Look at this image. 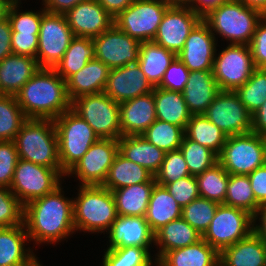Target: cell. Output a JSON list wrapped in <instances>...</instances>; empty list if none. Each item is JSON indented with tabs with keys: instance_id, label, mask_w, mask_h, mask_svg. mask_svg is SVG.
<instances>
[{
	"instance_id": "cell-1",
	"label": "cell",
	"mask_w": 266,
	"mask_h": 266,
	"mask_svg": "<svg viewBox=\"0 0 266 266\" xmlns=\"http://www.w3.org/2000/svg\"><path fill=\"white\" fill-rule=\"evenodd\" d=\"M61 186L24 206L23 223L35 244L57 243L74 233L73 199L64 197Z\"/></svg>"
},
{
	"instance_id": "cell-2",
	"label": "cell",
	"mask_w": 266,
	"mask_h": 266,
	"mask_svg": "<svg viewBox=\"0 0 266 266\" xmlns=\"http://www.w3.org/2000/svg\"><path fill=\"white\" fill-rule=\"evenodd\" d=\"M15 97L27 118L54 120L71 109L66 81L54 68H40Z\"/></svg>"
},
{
	"instance_id": "cell-3",
	"label": "cell",
	"mask_w": 266,
	"mask_h": 266,
	"mask_svg": "<svg viewBox=\"0 0 266 266\" xmlns=\"http://www.w3.org/2000/svg\"><path fill=\"white\" fill-rule=\"evenodd\" d=\"M19 159L56 169L62 176L56 127L52 119L28 118L15 137Z\"/></svg>"
},
{
	"instance_id": "cell-4",
	"label": "cell",
	"mask_w": 266,
	"mask_h": 266,
	"mask_svg": "<svg viewBox=\"0 0 266 266\" xmlns=\"http://www.w3.org/2000/svg\"><path fill=\"white\" fill-rule=\"evenodd\" d=\"M264 15L240 0H227L211 10L202 20L211 32L219 34L230 44L249 45L256 27ZM214 31V32H213Z\"/></svg>"
},
{
	"instance_id": "cell-5",
	"label": "cell",
	"mask_w": 266,
	"mask_h": 266,
	"mask_svg": "<svg viewBox=\"0 0 266 266\" xmlns=\"http://www.w3.org/2000/svg\"><path fill=\"white\" fill-rule=\"evenodd\" d=\"M73 199L75 230L104 233L118 216L111 190L102 185L81 186Z\"/></svg>"
},
{
	"instance_id": "cell-6",
	"label": "cell",
	"mask_w": 266,
	"mask_h": 266,
	"mask_svg": "<svg viewBox=\"0 0 266 266\" xmlns=\"http://www.w3.org/2000/svg\"><path fill=\"white\" fill-rule=\"evenodd\" d=\"M58 139L59 161L66 174L99 137L90 125L72 109L54 119Z\"/></svg>"
},
{
	"instance_id": "cell-7",
	"label": "cell",
	"mask_w": 266,
	"mask_h": 266,
	"mask_svg": "<svg viewBox=\"0 0 266 266\" xmlns=\"http://www.w3.org/2000/svg\"><path fill=\"white\" fill-rule=\"evenodd\" d=\"M71 109L90 125L99 138L118 140L122 136L119 103L104 92L75 98Z\"/></svg>"
},
{
	"instance_id": "cell-8",
	"label": "cell",
	"mask_w": 266,
	"mask_h": 266,
	"mask_svg": "<svg viewBox=\"0 0 266 266\" xmlns=\"http://www.w3.org/2000/svg\"><path fill=\"white\" fill-rule=\"evenodd\" d=\"M218 162L229 174L249 175L266 164L263 137L253 132L227 137Z\"/></svg>"
},
{
	"instance_id": "cell-9",
	"label": "cell",
	"mask_w": 266,
	"mask_h": 266,
	"mask_svg": "<svg viewBox=\"0 0 266 266\" xmlns=\"http://www.w3.org/2000/svg\"><path fill=\"white\" fill-rule=\"evenodd\" d=\"M253 232V216L238 208L219 204L209 227L202 235L218 253Z\"/></svg>"
},
{
	"instance_id": "cell-10",
	"label": "cell",
	"mask_w": 266,
	"mask_h": 266,
	"mask_svg": "<svg viewBox=\"0 0 266 266\" xmlns=\"http://www.w3.org/2000/svg\"><path fill=\"white\" fill-rule=\"evenodd\" d=\"M168 7L163 0H135L114 18V25L140 43L153 41Z\"/></svg>"
},
{
	"instance_id": "cell-11",
	"label": "cell",
	"mask_w": 266,
	"mask_h": 266,
	"mask_svg": "<svg viewBox=\"0 0 266 266\" xmlns=\"http://www.w3.org/2000/svg\"><path fill=\"white\" fill-rule=\"evenodd\" d=\"M62 177L56 169L19 159L10 190L25 206L32 200L53 192L62 184L60 182Z\"/></svg>"
},
{
	"instance_id": "cell-12",
	"label": "cell",
	"mask_w": 266,
	"mask_h": 266,
	"mask_svg": "<svg viewBox=\"0 0 266 266\" xmlns=\"http://www.w3.org/2000/svg\"><path fill=\"white\" fill-rule=\"evenodd\" d=\"M74 37L65 15L46 11L41 19L36 54L40 68H55Z\"/></svg>"
},
{
	"instance_id": "cell-13",
	"label": "cell",
	"mask_w": 266,
	"mask_h": 266,
	"mask_svg": "<svg viewBox=\"0 0 266 266\" xmlns=\"http://www.w3.org/2000/svg\"><path fill=\"white\" fill-rule=\"evenodd\" d=\"M255 69L249 45L229 44L215 55L213 76L220 91H235Z\"/></svg>"
},
{
	"instance_id": "cell-14",
	"label": "cell",
	"mask_w": 266,
	"mask_h": 266,
	"mask_svg": "<svg viewBox=\"0 0 266 266\" xmlns=\"http://www.w3.org/2000/svg\"><path fill=\"white\" fill-rule=\"evenodd\" d=\"M204 115L228 137L252 132V114L235 91H220Z\"/></svg>"
},
{
	"instance_id": "cell-15",
	"label": "cell",
	"mask_w": 266,
	"mask_h": 266,
	"mask_svg": "<svg viewBox=\"0 0 266 266\" xmlns=\"http://www.w3.org/2000/svg\"><path fill=\"white\" fill-rule=\"evenodd\" d=\"M118 152V140L99 138L65 175L75 174L81 186L103 185Z\"/></svg>"
},
{
	"instance_id": "cell-16",
	"label": "cell",
	"mask_w": 266,
	"mask_h": 266,
	"mask_svg": "<svg viewBox=\"0 0 266 266\" xmlns=\"http://www.w3.org/2000/svg\"><path fill=\"white\" fill-rule=\"evenodd\" d=\"M95 46V58L110 69L137 63L140 42L113 25L109 30L92 38Z\"/></svg>"
},
{
	"instance_id": "cell-17",
	"label": "cell",
	"mask_w": 266,
	"mask_h": 266,
	"mask_svg": "<svg viewBox=\"0 0 266 266\" xmlns=\"http://www.w3.org/2000/svg\"><path fill=\"white\" fill-rule=\"evenodd\" d=\"M201 20L189 6H169L153 41L177 55L184 47L189 33Z\"/></svg>"
},
{
	"instance_id": "cell-18",
	"label": "cell",
	"mask_w": 266,
	"mask_h": 266,
	"mask_svg": "<svg viewBox=\"0 0 266 266\" xmlns=\"http://www.w3.org/2000/svg\"><path fill=\"white\" fill-rule=\"evenodd\" d=\"M215 38L209 26L201 20L189 33L177 58L190 72L213 70L217 45Z\"/></svg>"
},
{
	"instance_id": "cell-19",
	"label": "cell",
	"mask_w": 266,
	"mask_h": 266,
	"mask_svg": "<svg viewBox=\"0 0 266 266\" xmlns=\"http://www.w3.org/2000/svg\"><path fill=\"white\" fill-rule=\"evenodd\" d=\"M153 91L138 62L110 69L103 92L119 104Z\"/></svg>"
},
{
	"instance_id": "cell-20",
	"label": "cell",
	"mask_w": 266,
	"mask_h": 266,
	"mask_svg": "<svg viewBox=\"0 0 266 266\" xmlns=\"http://www.w3.org/2000/svg\"><path fill=\"white\" fill-rule=\"evenodd\" d=\"M64 15L71 31L77 37L94 38L114 25V18L98 0L83 1Z\"/></svg>"
},
{
	"instance_id": "cell-21",
	"label": "cell",
	"mask_w": 266,
	"mask_h": 266,
	"mask_svg": "<svg viewBox=\"0 0 266 266\" xmlns=\"http://www.w3.org/2000/svg\"><path fill=\"white\" fill-rule=\"evenodd\" d=\"M108 234L110 244L107 249L130 246L149 248L154 243V233L145 216L118 215L108 230Z\"/></svg>"
},
{
	"instance_id": "cell-22",
	"label": "cell",
	"mask_w": 266,
	"mask_h": 266,
	"mask_svg": "<svg viewBox=\"0 0 266 266\" xmlns=\"http://www.w3.org/2000/svg\"><path fill=\"white\" fill-rule=\"evenodd\" d=\"M122 136L142 135L157 119L153 91L119 104Z\"/></svg>"
},
{
	"instance_id": "cell-23",
	"label": "cell",
	"mask_w": 266,
	"mask_h": 266,
	"mask_svg": "<svg viewBox=\"0 0 266 266\" xmlns=\"http://www.w3.org/2000/svg\"><path fill=\"white\" fill-rule=\"evenodd\" d=\"M40 69L37 59L10 54L0 61V95L15 96Z\"/></svg>"
},
{
	"instance_id": "cell-24",
	"label": "cell",
	"mask_w": 266,
	"mask_h": 266,
	"mask_svg": "<svg viewBox=\"0 0 266 266\" xmlns=\"http://www.w3.org/2000/svg\"><path fill=\"white\" fill-rule=\"evenodd\" d=\"M26 241L29 237L24 223L0 228V266H31L37 257L30 248L25 249Z\"/></svg>"
},
{
	"instance_id": "cell-25",
	"label": "cell",
	"mask_w": 266,
	"mask_h": 266,
	"mask_svg": "<svg viewBox=\"0 0 266 266\" xmlns=\"http://www.w3.org/2000/svg\"><path fill=\"white\" fill-rule=\"evenodd\" d=\"M220 92L213 76V70L190 72L182 91L184 101L192 115L204 114L216 95Z\"/></svg>"
},
{
	"instance_id": "cell-26",
	"label": "cell",
	"mask_w": 266,
	"mask_h": 266,
	"mask_svg": "<svg viewBox=\"0 0 266 266\" xmlns=\"http://www.w3.org/2000/svg\"><path fill=\"white\" fill-rule=\"evenodd\" d=\"M219 266H266V244L252 232L219 253Z\"/></svg>"
},
{
	"instance_id": "cell-27",
	"label": "cell",
	"mask_w": 266,
	"mask_h": 266,
	"mask_svg": "<svg viewBox=\"0 0 266 266\" xmlns=\"http://www.w3.org/2000/svg\"><path fill=\"white\" fill-rule=\"evenodd\" d=\"M110 68L98 59L90 60L81 70L66 80L70 100L103 92Z\"/></svg>"
},
{
	"instance_id": "cell-28",
	"label": "cell",
	"mask_w": 266,
	"mask_h": 266,
	"mask_svg": "<svg viewBox=\"0 0 266 266\" xmlns=\"http://www.w3.org/2000/svg\"><path fill=\"white\" fill-rule=\"evenodd\" d=\"M201 239L202 235L182 217L171 221L154 233V244L159 245V251L153 262L156 265L166 252L193 245Z\"/></svg>"
},
{
	"instance_id": "cell-29",
	"label": "cell",
	"mask_w": 266,
	"mask_h": 266,
	"mask_svg": "<svg viewBox=\"0 0 266 266\" xmlns=\"http://www.w3.org/2000/svg\"><path fill=\"white\" fill-rule=\"evenodd\" d=\"M118 143L119 152L128 160L141 165L153 175L159 171L165 152L142 135L121 136Z\"/></svg>"
},
{
	"instance_id": "cell-30",
	"label": "cell",
	"mask_w": 266,
	"mask_h": 266,
	"mask_svg": "<svg viewBox=\"0 0 266 266\" xmlns=\"http://www.w3.org/2000/svg\"><path fill=\"white\" fill-rule=\"evenodd\" d=\"M159 266H219V253L205 240L166 252Z\"/></svg>"
},
{
	"instance_id": "cell-31",
	"label": "cell",
	"mask_w": 266,
	"mask_h": 266,
	"mask_svg": "<svg viewBox=\"0 0 266 266\" xmlns=\"http://www.w3.org/2000/svg\"><path fill=\"white\" fill-rule=\"evenodd\" d=\"M177 57L175 53L154 41L140 43L138 64L152 87H158L164 73Z\"/></svg>"
},
{
	"instance_id": "cell-32",
	"label": "cell",
	"mask_w": 266,
	"mask_h": 266,
	"mask_svg": "<svg viewBox=\"0 0 266 266\" xmlns=\"http://www.w3.org/2000/svg\"><path fill=\"white\" fill-rule=\"evenodd\" d=\"M155 184L156 181L153 177L149 182L112 190L118 215L145 216Z\"/></svg>"
},
{
	"instance_id": "cell-33",
	"label": "cell",
	"mask_w": 266,
	"mask_h": 266,
	"mask_svg": "<svg viewBox=\"0 0 266 266\" xmlns=\"http://www.w3.org/2000/svg\"><path fill=\"white\" fill-rule=\"evenodd\" d=\"M145 217L151 231L155 233L167 223L181 218L182 207L166 187L156 183L150 196Z\"/></svg>"
},
{
	"instance_id": "cell-34",
	"label": "cell",
	"mask_w": 266,
	"mask_h": 266,
	"mask_svg": "<svg viewBox=\"0 0 266 266\" xmlns=\"http://www.w3.org/2000/svg\"><path fill=\"white\" fill-rule=\"evenodd\" d=\"M153 95L157 119L185 129L192 114L184 101L183 93L154 87Z\"/></svg>"
},
{
	"instance_id": "cell-35",
	"label": "cell",
	"mask_w": 266,
	"mask_h": 266,
	"mask_svg": "<svg viewBox=\"0 0 266 266\" xmlns=\"http://www.w3.org/2000/svg\"><path fill=\"white\" fill-rule=\"evenodd\" d=\"M153 177L154 175L146 168L128 160L118 152L102 186L112 191L133 184L149 182Z\"/></svg>"
},
{
	"instance_id": "cell-36",
	"label": "cell",
	"mask_w": 266,
	"mask_h": 266,
	"mask_svg": "<svg viewBox=\"0 0 266 266\" xmlns=\"http://www.w3.org/2000/svg\"><path fill=\"white\" fill-rule=\"evenodd\" d=\"M185 137L209 148L217 156L222 152L227 135L204 114L192 115L184 129Z\"/></svg>"
},
{
	"instance_id": "cell-37",
	"label": "cell",
	"mask_w": 266,
	"mask_h": 266,
	"mask_svg": "<svg viewBox=\"0 0 266 266\" xmlns=\"http://www.w3.org/2000/svg\"><path fill=\"white\" fill-rule=\"evenodd\" d=\"M92 59H95V46L92 38L75 36L54 69L66 81Z\"/></svg>"
},
{
	"instance_id": "cell-38",
	"label": "cell",
	"mask_w": 266,
	"mask_h": 266,
	"mask_svg": "<svg viewBox=\"0 0 266 266\" xmlns=\"http://www.w3.org/2000/svg\"><path fill=\"white\" fill-rule=\"evenodd\" d=\"M226 206L242 209L252 216L259 208L248 175L229 174L225 201Z\"/></svg>"
},
{
	"instance_id": "cell-39",
	"label": "cell",
	"mask_w": 266,
	"mask_h": 266,
	"mask_svg": "<svg viewBox=\"0 0 266 266\" xmlns=\"http://www.w3.org/2000/svg\"><path fill=\"white\" fill-rule=\"evenodd\" d=\"M200 197L223 204L225 201L229 173L217 162L211 168L195 176Z\"/></svg>"
},
{
	"instance_id": "cell-40",
	"label": "cell",
	"mask_w": 266,
	"mask_h": 266,
	"mask_svg": "<svg viewBox=\"0 0 266 266\" xmlns=\"http://www.w3.org/2000/svg\"><path fill=\"white\" fill-rule=\"evenodd\" d=\"M27 119L15 96L0 95V141H14Z\"/></svg>"
},
{
	"instance_id": "cell-41",
	"label": "cell",
	"mask_w": 266,
	"mask_h": 266,
	"mask_svg": "<svg viewBox=\"0 0 266 266\" xmlns=\"http://www.w3.org/2000/svg\"><path fill=\"white\" fill-rule=\"evenodd\" d=\"M142 136L164 152H170L179 150L185 133L180 126L156 119Z\"/></svg>"
},
{
	"instance_id": "cell-42",
	"label": "cell",
	"mask_w": 266,
	"mask_h": 266,
	"mask_svg": "<svg viewBox=\"0 0 266 266\" xmlns=\"http://www.w3.org/2000/svg\"><path fill=\"white\" fill-rule=\"evenodd\" d=\"M179 150L192 176L203 173L218 162V156L213 151L185 136Z\"/></svg>"
},
{
	"instance_id": "cell-43",
	"label": "cell",
	"mask_w": 266,
	"mask_h": 266,
	"mask_svg": "<svg viewBox=\"0 0 266 266\" xmlns=\"http://www.w3.org/2000/svg\"><path fill=\"white\" fill-rule=\"evenodd\" d=\"M235 93L251 114L258 110L266 100V68H256Z\"/></svg>"
},
{
	"instance_id": "cell-44",
	"label": "cell",
	"mask_w": 266,
	"mask_h": 266,
	"mask_svg": "<svg viewBox=\"0 0 266 266\" xmlns=\"http://www.w3.org/2000/svg\"><path fill=\"white\" fill-rule=\"evenodd\" d=\"M102 266H153L149 248L137 246L107 249Z\"/></svg>"
},
{
	"instance_id": "cell-45",
	"label": "cell",
	"mask_w": 266,
	"mask_h": 266,
	"mask_svg": "<svg viewBox=\"0 0 266 266\" xmlns=\"http://www.w3.org/2000/svg\"><path fill=\"white\" fill-rule=\"evenodd\" d=\"M218 205L214 201L198 197L182 208V218L203 235L209 227Z\"/></svg>"
},
{
	"instance_id": "cell-46",
	"label": "cell",
	"mask_w": 266,
	"mask_h": 266,
	"mask_svg": "<svg viewBox=\"0 0 266 266\" xmlns=\"http://www.w3.org/2000/svg\"><path fill=\"white\" fill-rule=\"evenodd\" d=\"M189 175L190 172L181 151L176 150L165 152L164 160L154 178L158 185L165 187Z\"/></svg>"
},
{
	"instance_id": "cell-47",
	"label": "cell",
	"mask_w": 266,
	"mask_h": 266,
	"mask_svg": "<svg viewBox=\"0 0 266 266\" xmlns=\"http://www.w3.org/2000/svg\"><path fill=\"white\" fill-rule=\"evenodd\" d=\"M21 0H13L9 6L7 19L9 20L12 32L20 34H39L42 15L46 12L44 8L42 11H25L19 12V4ZM19 3V4H18Z\"/></svg>"
},
{
	"instance_id": "cell-48",
	"label": "cell",
	"mask_w": 266,
	"mask_h": 266,
	"mask_svg": "<svg viewBox=\"0 0 266 266\" xmlns=\"http://www.w3.org/2000/svg\"><path fill=\"white\" fill-rule=\"evenodd\" d=\"M24 206L10 188L0 186V228L23 224Z\"/></svg>"
},
{
	"instance_id": "cell-49",
	"label": "cell",
	"mask_w": 266,
	"mask_h": 266,
	"mask_svg": "<svg viewBox=\"0 0 266 266\" xmlns=\"http://www.w3.org/2000/svg\"><path fill=\"white\" fill-rule=\"evenodd\" d=\"M19 160L14 141H0V186L10 188Z\"/></svg>"
},
{
	"instance_id": "cell-50",
	"label": "cell",
	"mask_w": 266,
	"mask_h": 266,
	"mask_svg": "<svg viewBox=\"0 0 266 266\" xmlns=\"http://www.w3.org/2000/svg\"><path fill=\"white\" fill-rule=\"evenodd\" d=\"M165 187L182 208L200 197L196 177L192 175L180 178Z\"/></svg>"
},
{
	"instance_id": "cell-51",
	"label": "cell",
	"mask_w": 266,
	"mask_h": 266,
	"mask_svg": "<svg viewBox=\"0 0 266 266\" xmlns=\"http://www.w3.org/2000/svg\"><path fill=\"white\" fill-rule=\"evenodd\" d=\"M189 76L190 71L176 57L164 73L163 79L158 87L169 91L182 92L186 86Z\"/></svg>"
},
{
	"instance_id": "cell-52",
	"label": "cell",
	"mask_w": 266,
	"mask_h": 266,
	"mask_svg": "<svg viewBox=\"0 0 266 266\" xmlns=\"http://www.w3.org/2000/svg\"><path fill=\"white\" fill-rule=\"evenodd\" d=\"M249 47L255 68H266V15L259 21Z\"/></svg>"
},
{
	"instance_id": "cell-53",
	"label": "cell",
	"mask_w": 266,
	"mask_h": 266,
	"mask_svg": "<svg viewBox=\"0 0 266 266\" xmlns=\"http://www.w3.org/2000/svg\"><path fill=\"white\" fill-rule=\"evenodd\" d=\"M39 34H20L12 32L11 50L13 54L36 58Z\"/></svg>"
},
{
	"instance_id": "cell-54",
	"label": "cell",
	"mask_w": 266,
	"mask_h": 266,
	"mask_svg": "<svg viewBox=\"0 0 266 266\" xmlns=\"http://www.w3.org/2000/svg\"><path fill=\"white\" fill-rule=\"evenodd\" d=\"M256 202L259 205L266 203V164L255 169L248 175Z\"/></svg>"
},
{
	"instance_id": "cell-55",
	"label": "cell",
	"mask_w": 266,
	"mask_h": 266,
	"mask_svg": "<svg viewBox=\"0 0 266 266\" xmlns=\"http://www.w3.org/2000/svg\"><path fill=\"white\" fill-rule=\"evenodd\" d=\"M87 0H43L44 10L49 13L66 14L77 4Z\"/></svg>"
},
{
	"instance_id": "cell-56",
	"label": "cell",
	"mask_w": 266,
	"mask_h": 266,
	"mask_svg": "<svg viewBox=\"0 0 266 266\" xmlns=\"http://www.w3.org/2000/svg\"><path fill=\"white\" fill-rule=\"evenodd\" d=\"M12 28L8 19L0 23V61L12 54L11 50Z\"/></svg>"
},
{
	"instance_id": "cell-57",
	"label": "cell",
	"mask_w": 266,
	"mask_h": 266,
	"mask_svg": "<svg viewBox=\"0 0 266 266\" xmlns=\"http://www.w3.org/2000/svg\"><path fill=\"white\" fill-rule=\"evenodd\" d=\"M227 0H191L189 7L201 18Z\"/></svg>"
},
{
	"instance_id": "cell-58",
	"label": "cell",
	"mask_w": 266,
	"mask_h": 266,
	"mask_svg": "<svg viewBox=\"0 0 266 266\" xmlns=\"http://www.w3.org/2000/svg\"><path fill=\"white\" fill-rule=\"evenodd\" d=\"M252 132L260 136L266 133V100L260 108L252 114Z\"/></svg>"
},
{
	"instance_id": "cell-59",
	"label": "cell",
	"mask_w": 266,
	"mask_h": 266,
	"mask_svg": "<svg viewBox=\"0 0 266 266\" xmlns=\"http://www.w3.org/2000/svg\"><path fill=\"white\" fill-rule=\"evenodd\" d=\"M135 0H98L100 5L115 18L120 12L124 11Z\"/></svg>"
},
{
	"instance_id": "cell-60",
	"label": "cell",
	"mask_w": 266,
	"mask_h": 266,
	"mask_svg": "<svg viewBox=\"0 0 266 266\" xmlns=\"http://www.w3.org/2000/svg\"><path fill=\"white\" fill-rule=\"evenodd\" d=\"M260 216V217H259ZM259 218L260 224L256 225V220ZM253 232L256 233L261 240L266 244V203L260 205L253 216Z\"/></svg>"
},
{
	"instance_id": "cell-61",
	"label": "cell",
	"mask_w": 266,
	"mask_h": 266,
	"mask_svg": "<svg viewBox=\"0 0 266 266\" xmlns=\"http://www.w3.org/2000/svg\"><path fill=\"white\" fill-rule=\"evenodd\" d=\"M246 6L260 11L264 16L266 15V0H240Z\"/></svg>"
},
{
	"instance_id": "cell-62",
	"label": "cell",
	"mask_w": 266,
	"mask_h": 266,
	"mask_svg": "<svg viewBox=\"0 0 266 266\" xmlns=\"http://www.w3.org/2000/svg\"><path fill=\"white\" fill-rule=\"evenodd\" d=\"M13 0H0V23L7 19L9 6Z\"/></svg>"
},
{
	"instance_id": "cell-63",
	"label": "cell",
	"mask_w": 266,
	"mask_h": 266,
	"mask_svg": "<svg viewBox=\"0 0 266 266\" xmlns=\"http://www.w3.org/2000/svg\"><path fill=\"white\" fill-rule=\"evenodd\" d=\"M169 6H188L191 0H163Z\"/></svg>"
},
{
	"instance_id": "cell-64",
	"label": "cell",
	"mask_w": 266,
	"mask_h": 266,
	"mask_svg": "<svg viewBox=\"0 0 266 266\" xmlns=\"http://www.w3.org/2000/svg\"><path fill=\"white\" fill-rule=\"evenodd\" d=\"M40 261L36 260L31 266H41Z\"/></svg>"
},
{
	"instance_id": "cell-65",
	"label": "cell",
	"mask_w": 266,
	"mask_h": 266,
	"mask_svg": "<svg viewBox=\"0 0 266 266\" xmlns=\"http://www.w3.org/2000/svg\"><path fill=\"white\" fill-rule=\"evenodd\" d=\"M264 143H265V149H266V133L264 135H262Z\"/></svg>"
}]
</instances>
